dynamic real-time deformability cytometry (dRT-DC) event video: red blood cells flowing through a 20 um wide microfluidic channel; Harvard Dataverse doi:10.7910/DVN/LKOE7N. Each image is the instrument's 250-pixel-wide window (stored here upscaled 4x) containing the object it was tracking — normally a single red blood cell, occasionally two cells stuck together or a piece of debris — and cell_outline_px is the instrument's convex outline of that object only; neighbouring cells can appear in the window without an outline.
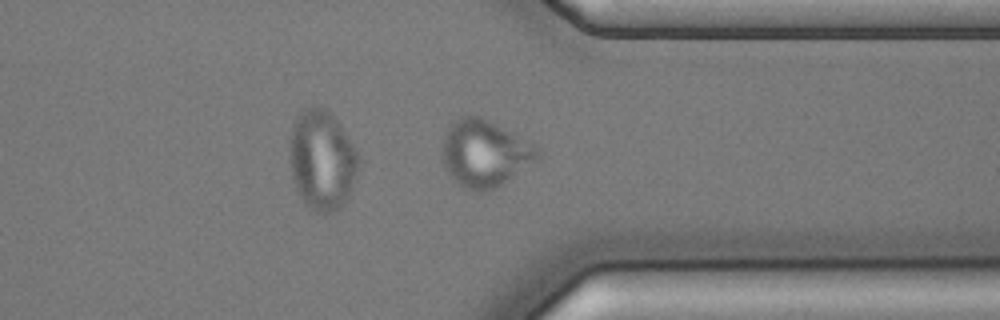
{"species": "common noctule bat (a hibernating species)", "species_latin": "Nyctalus noctula", "temperature_condition": "cold", "stored_images_in_passage": 39, "camera_frame_rate_fps": 3000, "um_per_image_px": 0.085, "animal": {"sex": "male", "body_mass_g": 17.9, "forearm_length_mm": 54.2}, "frame": {"image": 1, "passage_image": 28, "time_ms": 9.0, "image_size_px": [1000, 320], "cell_outline_px": [[540, 156], [496, 188], [480, 192], [464, 188], [452, 180], [444, 168], [444, 136], [452, 120], [460, 116], [480, 116], [496, 124], [540, 148]], "centroid_in_image_um": [41.16, 13.04], "position_along_channel_um": 370.2, "area_um2": 36.53}}